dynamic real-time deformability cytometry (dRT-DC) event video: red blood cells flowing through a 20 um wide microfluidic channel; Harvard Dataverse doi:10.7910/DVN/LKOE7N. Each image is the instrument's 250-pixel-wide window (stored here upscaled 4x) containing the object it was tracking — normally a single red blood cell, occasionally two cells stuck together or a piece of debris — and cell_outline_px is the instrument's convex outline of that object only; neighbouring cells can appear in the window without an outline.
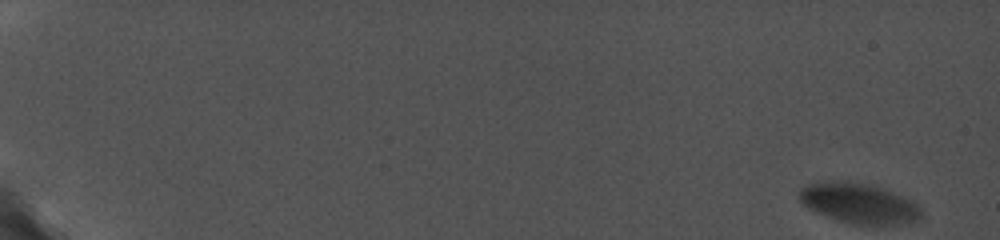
{"species": "common noctule bat (a hibernating species)", "species_latin": "Nyctalus noctula", "temperature_condition": "cold", "stored_images_in_passage": 51, "camera_frame_rate_fps": 5000, "um_per_image_px": 0.085, "animal": {"sex": "female", "body_mass_g": 19.0, "forearm_length_mm": 56.7}, "frame": {"image": 1, "passage_image": 1, "time_ms": 0.0, "image_size_px": [1000, 240], "cell_outline_px": [[920, 216], [916, 220], [900, 224], [852, 224], [836, 220], [808, 208], [800, 200], [800, 188], [808, 184], [820, 180], [848, 180], [872, 184], [900, 196], [916, 204], [920, 208]], "centroid_in_image_um": [72.93, 17.24], "position_along_channel_um": 12.1, "area_um2": 28.38}}
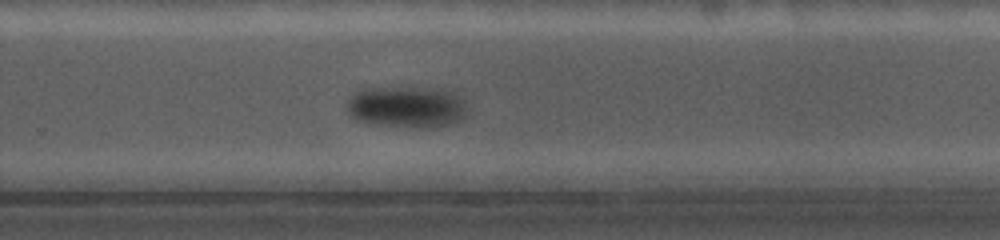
{"frame": {"image": 2, "passage_image": 39, "time_ms": 14.8, "image_size_px": [1000, 240], "cell_outline_px": [[464, 116], [460, 120], [448, 124], [432, 128], [408, 128], [372, 124], [356, 120], [348, 116], [348, 100], [356, 92], [372, 88], [452, 88], [464, 100]], "centroid_in_image_um": [34.6, 9.1], "position_along_channel_um": 295.2, "area_um2": 29.48}}
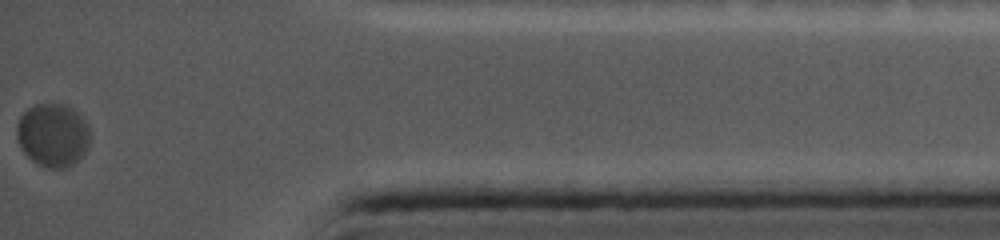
{"frame": {"image": 3, "passage_image": 51, "time_ms": 19.4, "image_size_px": [1000, 240], "cell_outline_px": [[88, 148], [72, 164], [64, 168], [48, 168], [32, 160], [24, 152], [16, 136], [16, 128], [20, 116], [28, 108], [36, 104], [64, 104], [72, 108], [88, 124]], "centroid_in_image_um": [4.47, 11.46], "position_along_channel_um": 430.7, "area_um2": 26.65}}